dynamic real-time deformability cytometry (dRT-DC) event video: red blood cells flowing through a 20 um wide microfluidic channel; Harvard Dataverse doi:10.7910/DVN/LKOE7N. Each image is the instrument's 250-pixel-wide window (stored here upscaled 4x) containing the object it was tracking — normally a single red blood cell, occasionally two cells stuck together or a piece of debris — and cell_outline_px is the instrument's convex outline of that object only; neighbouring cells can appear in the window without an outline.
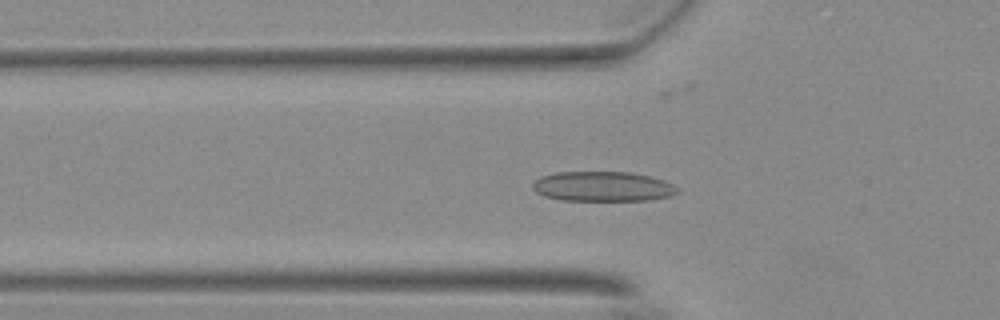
{"species": "Egyptian fruit bat (a non-hibernating species)", "species_latin": "Rousettus aegyptiacus", "temperature_condition": "warm", "stored_images_in_passage": 49, "camera_frame_rate_fps": 3000, "um_per_image_px": 0.085, "animal": {"sex": "female"}, "frame": {"image": 1, "passage_image": 18, "time_ms": 5.667, "image_size_px": [1000, 320], "cell_outline_px": [[680, 192], [672, 196], [648, 200], [564, 200], [544, 196], [536, 192], [532, 188], [532, 184], [540, 176], [556, 172], [628, 172], [648, 176], [664, 180], [680, 188]], "centroid_in_image_um": [51.25, 15.85], "position_along_channel_um": 74.5, "area_um2": 25.26}}
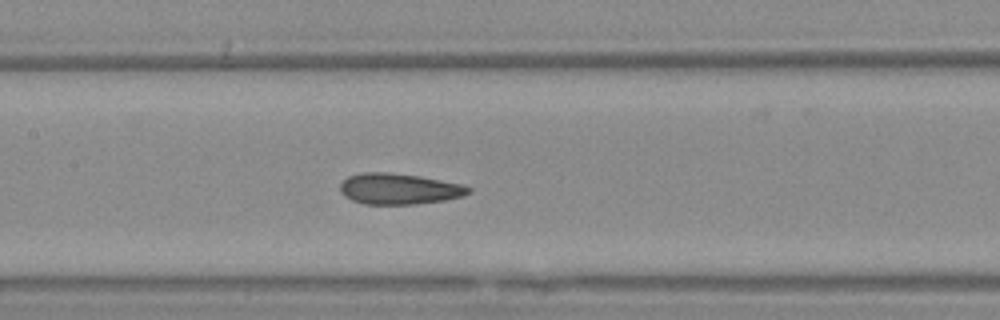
{"frame": {"image": 2, "passage_image": 26, "time_ms": 8.333, "image_size_px": [1000, 320], "cell_outline_px": [[472, 192], [464, 196], [444, 200], [416, 204], [364, 204], [352, 200], [344, 196], [340, 192], [340, 184], [348, 176], [364, 172], [388, 172], [420, 176], [460, 184], [472, 188]], "centroid_in_image_um": [33.91, 16.05], "position_along_channel_um": 173.5, "area_um2": 23.18}}
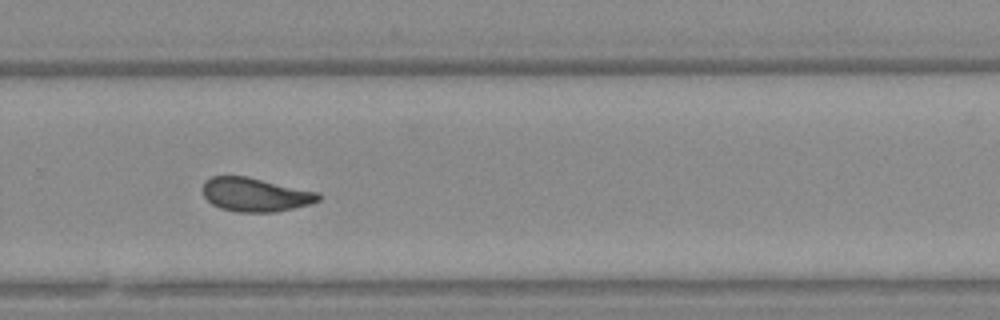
{"frame": {"image": 3, "passage_image": 37, "time_ms": 12.0, "image_size_px": [1000, 320], "cell_outline_px": [[320, 200], [312, 204], [276, 212], [236, 212], [220, 208], [212, 204], [204, 196], [204, 184], [212, 176], [248, 176], [320, 192]], "centroid_in_image_um": [21.76, 16.55], "position_along_channel_um": 308.0, "area_um2": 22.89}, "authors_computed_cell_mechanics": {"area_um2": 23.2934, "velocity_mm_per_s": 3.681, "shape_relaxation_time_tau1_ms": 7.1673, "shape_relaxation_time_tau2_ms": 1.664, "deformation_change_tau1": 0.1706, "deformation_change_tau2": 0.0782}}